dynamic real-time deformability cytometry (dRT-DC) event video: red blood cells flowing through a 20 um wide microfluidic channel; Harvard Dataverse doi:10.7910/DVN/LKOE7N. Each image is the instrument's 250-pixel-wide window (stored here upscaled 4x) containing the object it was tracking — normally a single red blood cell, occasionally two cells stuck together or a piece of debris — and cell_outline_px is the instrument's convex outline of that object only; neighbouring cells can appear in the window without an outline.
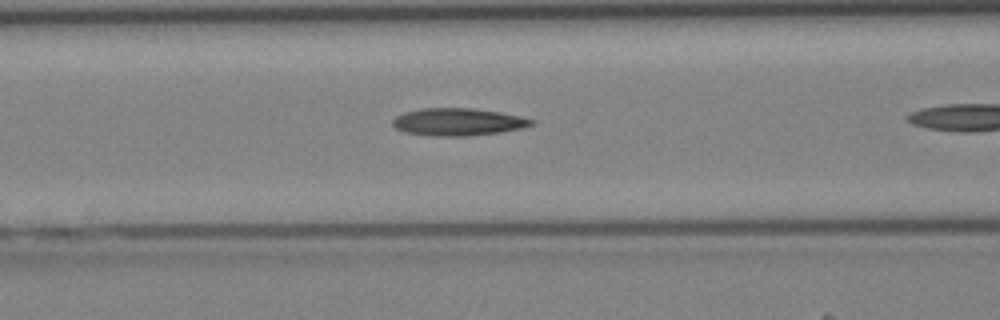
{"species": "Egyptian fruit bat (a non-hibernating species)", "species_latin": "Rousettus aegyptiacus", "temperature_condition": "cold", "stored_images_in_passage": 7, "camera_frame_rate_fps": 3000, "um_per_image_px": 0.085, "animal": {"sex": "female"}, "frame": {"image": 1, "passage_image": 6, "time_ms": 1.667, "image_size_px": [1000, 320], "cell_outline_px": [[536, 120], [532, 124], [520, 128], [500, 132], [468, 136], [428, 136], [404, 132], [396, 128], [392, 124], [392, 120], [396, 116], [404, 112], [420, 108], [472, 108], [500, 112], [520, 116]], "centroid_in_image_um": [38.88, 10.36], "position_along_channel_um": 127.7, "area_um2": 22.25}}